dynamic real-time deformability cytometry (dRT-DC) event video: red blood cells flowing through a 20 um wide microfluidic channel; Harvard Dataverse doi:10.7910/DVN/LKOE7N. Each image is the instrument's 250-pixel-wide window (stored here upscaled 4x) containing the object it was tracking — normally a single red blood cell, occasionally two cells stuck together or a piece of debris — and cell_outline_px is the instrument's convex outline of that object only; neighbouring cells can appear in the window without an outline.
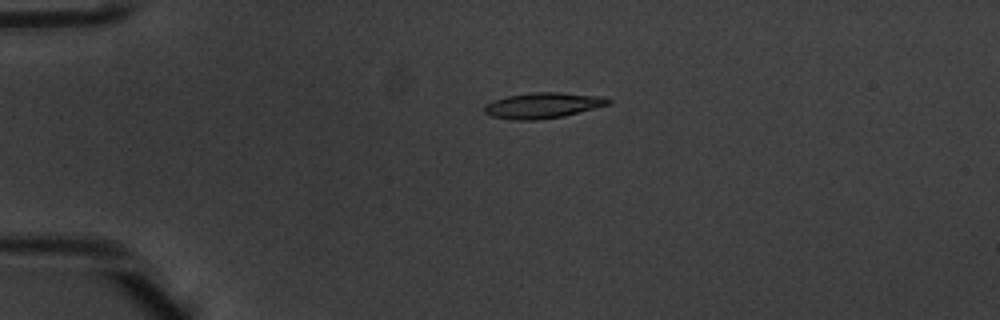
{"species": "common noctule bat (a hibernating species)", "species_latin": "Nyctalus noctula", "temperature_condition": "warm", "stored_images_in_passage": 6, "camera_frame_rate_fps": 3000, "um_per_image_px": 0.085, "animal": {"sex": "male", "body_mass_g": 20.1, "forearm_length_mm": 53.5}, "frame": {"image": 1, "passage_image": 4, "time_ms": 1.0, "image_size_px": [1000, 320], "cell_outline_px": [[612, 100], [608, 104], [596, 108], [564, 116], [536, 120], [512, 120], [492, 116], [484, 112], [484, 104], [492, 100], [508, 96], [532, 92], [560, 92], [604, 96]], "centroid_in_image_um": [46.14, 8.95], "position_along_channel_um": 38.9, "area_um2": 18.67}}